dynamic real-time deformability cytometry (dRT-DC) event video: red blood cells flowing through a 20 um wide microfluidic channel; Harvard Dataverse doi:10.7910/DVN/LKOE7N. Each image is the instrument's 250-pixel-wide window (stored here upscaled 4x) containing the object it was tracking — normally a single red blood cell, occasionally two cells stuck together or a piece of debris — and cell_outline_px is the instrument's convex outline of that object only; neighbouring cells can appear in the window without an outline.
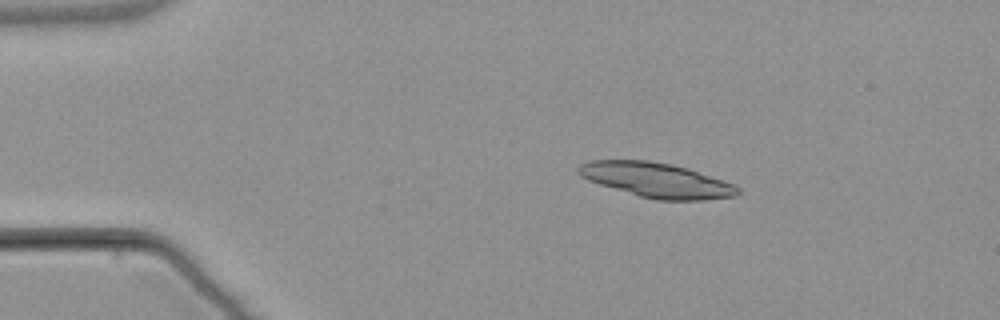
{"species": "common noctule bat (a hibernating species)", "species_latin": "Nyctalus noctula", "temperature_condition": "warm", "stored_images_in_passage": 7, "camera_frame_rate_fps": 3000, "um_per_image_px": 0.085, "animal": {"sex": "male", "body_mass_g": 21.5, "forearm_length_mm": 52.0}, "frame": {"image": 1, "passage_image": 2, "time_ms": 1.333, "image_size_px": [1000, 320], "cell_outline_px": [[740, 192], [736, 196], [704, 200], [656, 200], [640, 196], [600, 184], [588, 180], [580, 176], [576, 172], [576, 168], [580, 164], [592, 160], [648, 160], [672, 164], [688, 168], [732, 184], [740, 188]], "centroid_in_image_um": [55.78, 15.3], "position_along_channel_um": 29.2, "area_um2": 32.08}}